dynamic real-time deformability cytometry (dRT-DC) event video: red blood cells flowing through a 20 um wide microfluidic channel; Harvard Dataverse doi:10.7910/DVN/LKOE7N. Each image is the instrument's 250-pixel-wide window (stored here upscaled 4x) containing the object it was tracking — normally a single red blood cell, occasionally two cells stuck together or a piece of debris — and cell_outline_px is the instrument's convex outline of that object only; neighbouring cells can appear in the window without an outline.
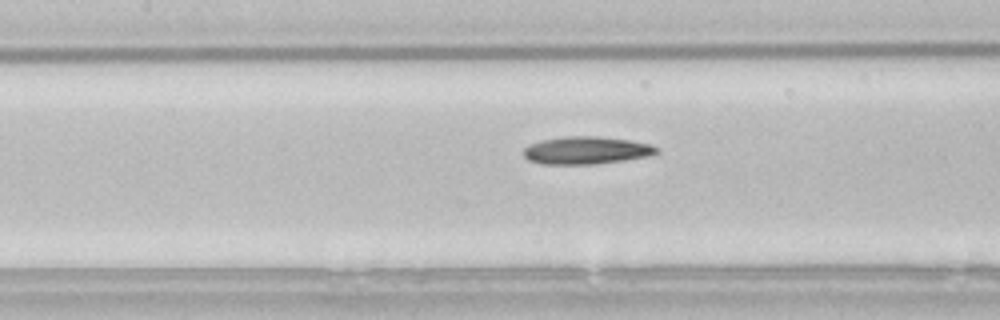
{"species": "common noctule bat (a hibernating species)", "species_latin": "Nyctalus noctula", "temperature_condition": "room temperature", "stored_images_in_passage": 35, "camera_frame_rate_fps": 3000, "um_per_image_px": 0.085, "animal": {"sex": "male", "body_mass_g": 21.5, "forearm_length_mm": 52.0}, "frame": {"image": 1, "passage_image": 13, "time_ms": 4.0, "image_size_px": [1000, 320], "cell_outline_px": [[660, 152], [648, 156], [624, 160], [596, 164], [540, 164], [528, 160], [524, 156], [524, 148], [528, 144], [540, 140], [564, 136], [600, 136], [632, 140], [652, 144], [660, 148]], "centroid_in_image_um": [49.86, 12.77], "position_along_channel_um": 157.5, "area_um2": 21.79}}
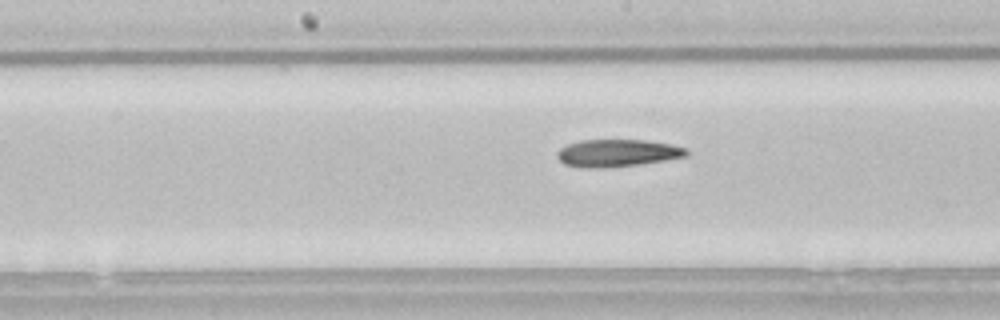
{"frame": {"image": 2, "passage_image": 16, "time_ms": 5.0, "image_size_px": [1000, 320], "cell_outline_px": [[688, 156], [640, 164], [564, 164], [556, 156], [556, 152], [560, 148], [568, 144], [580, 140], [644, 140], [668, 144], [688, 148]], "centroid_in_image_um": [52.56, 12.93], "position_along_channel_um": 195.6, "area_um2": 19.25}}
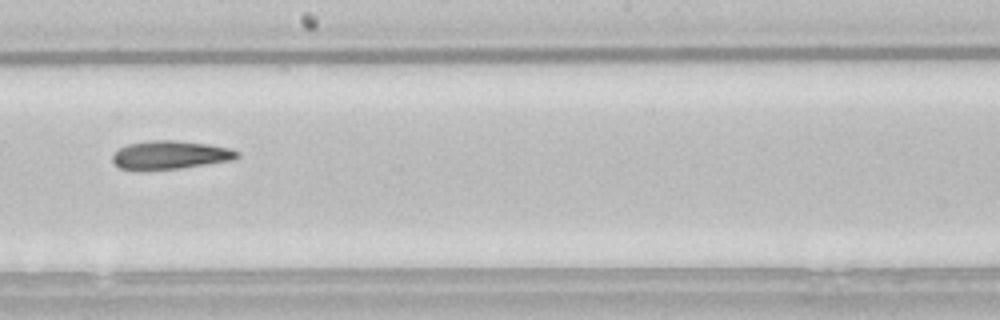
{"frame": {"image": 3, "passage_image": 19, "time_ms": 6.0, "image_size_px": [1000, 320], "cell_outline_px": [[240, 156], [232, 160], [180, 168], [120, 168], [112, 160], [112, 156], [120, 148], [128, 144], [152, 140], [176, 140], [208, 144], [228, 148], [240, 152]], "centroid_in_image_um": [14.52, 13.14], "position_along_channel_um": 233.7, "area_um2": 20.0}}